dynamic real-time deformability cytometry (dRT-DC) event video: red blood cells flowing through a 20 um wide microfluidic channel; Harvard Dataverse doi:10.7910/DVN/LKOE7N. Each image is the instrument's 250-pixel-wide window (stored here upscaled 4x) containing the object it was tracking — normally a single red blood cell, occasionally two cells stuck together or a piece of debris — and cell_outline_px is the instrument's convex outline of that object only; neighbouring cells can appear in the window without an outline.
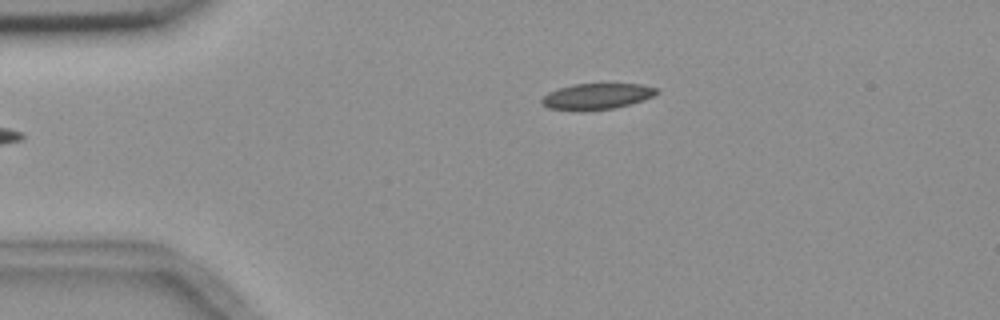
{"species": "common noctule bat (a hibernating species)", "species_latin": "Nyctalus noctula", "temperature_condition": "room temperature", "stored_images_in_passage": 5, "camera_frame_rate_fps": 3000, "um_per_image_px": 0.085, "animal": {"sex": "female", "body_mass_g": 18.4}, "frame": {"image": 1, "passage_image": 5, "time_ms": 4.667, "image_size_px": [1000, 320], "cell_outline_px": [[660, 92], [644, 100], [612, 108], [548, 108], [540, 100], [548, 92], [572, 84], [640, 84], [656, 88]], "centroid_in_image_um": [50.78, 8.14], "position_along_channel_um": 34.2, "area_um2": 16.47}}